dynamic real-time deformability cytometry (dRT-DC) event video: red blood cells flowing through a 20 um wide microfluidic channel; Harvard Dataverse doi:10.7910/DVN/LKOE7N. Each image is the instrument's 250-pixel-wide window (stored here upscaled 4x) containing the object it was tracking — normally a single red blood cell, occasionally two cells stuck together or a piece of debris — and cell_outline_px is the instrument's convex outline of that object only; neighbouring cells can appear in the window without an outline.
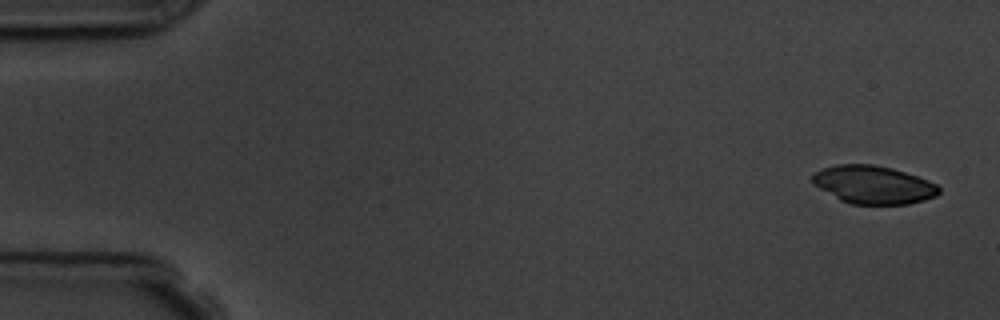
{"species": "common noctule bat (a hibernating species)", "species_latin": "Nyctalus noctula", "temperature_condition": "room temperature", "stored_images_in_passage": 4, "camera_frame_rate_fps": 3000, "um_per_image_px": 0.085, "animal": {"sex": "male", "body_mass_g": 19.5, "forearm_length_mm": 54.6}, "frame": {"image": 1, "passage_image": 1, "time_ms": 0.0, "image_size_px": [1000, 320], "cell_outline_px": [[940, 192], [936, 196], [924, 200], [908, 204], [852, 204], [840, 200], [812, 184], [812, 176], [820, 168], [836, 164], [872, 164], [892, 168], [928, 180], [936, 184], [940, 188]], "centroid_in_image_um": [74.22, 15.7], "position_along_channel_um": 10.8, "area_um2": 28.09}}